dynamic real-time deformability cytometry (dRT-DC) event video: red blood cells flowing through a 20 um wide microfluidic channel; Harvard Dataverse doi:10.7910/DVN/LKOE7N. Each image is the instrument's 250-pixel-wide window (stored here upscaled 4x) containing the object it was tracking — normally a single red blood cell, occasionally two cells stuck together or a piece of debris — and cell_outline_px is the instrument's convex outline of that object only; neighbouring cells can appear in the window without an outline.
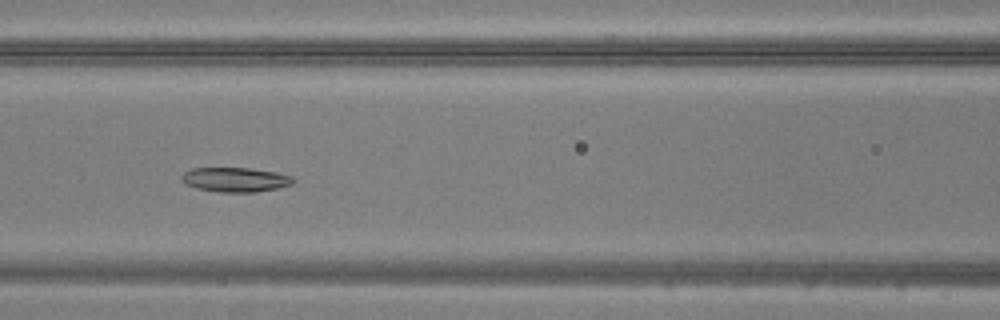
{"species": "common noctule bat (a hibernating species)", "species_latin": "Nyctalus noctula", "temperature_condition": "warm", "stored_images_in_passage": 44, "camera_frame_rate_fps": 3000, "um_per_image_px": 0.085, "animal": {"sex": "male", "body_mass_g": 20.5, "forearm_length_mm": 52.5}, "frame": {"image": 1, "passage_image": 16, "time_ms": 5.0, "image_size_px": [1000, 320], "cell_outline_px": [[296, 180], [292, 184], [276, 188], [256, 192], [216, 192], [196, 188], [184, 184], [180, 180], [180, 176], [184, 172], [192, 168], [248, 168], [276, 172], [292, 176]], "centroid_in_image_um": [19.96, 15.27], "position_along_channel_um": 146.6, "area_um2": 16.07}}
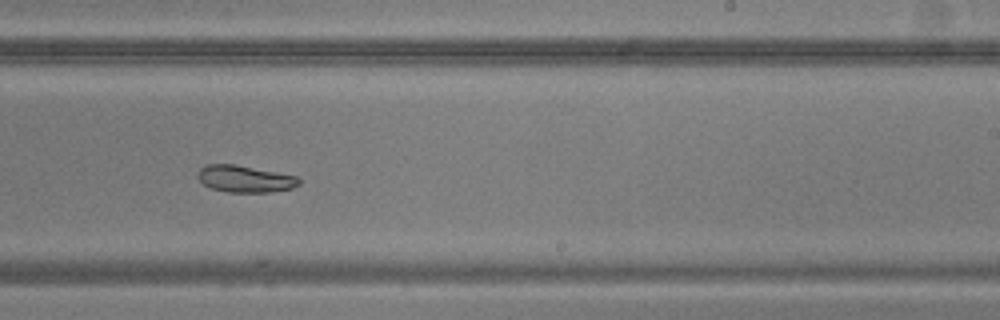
{"frame": {"image": 2, "passage_image": 25, "time_ms": 8.0, "image_size_px": [1000, 320], "cell_outline_px": [[300, 184], [292, 188], [268, 192], [228, 192], [212, 188], [204, 184], [196, 176], [196, 172], [204, 164], [232, 164], [276, 172], [296, 176], [300, 180]], "centroid_in_image_um": [20.78, 15.2], "position_along_channel_um": 268.2, "area_um2": 15.72}}
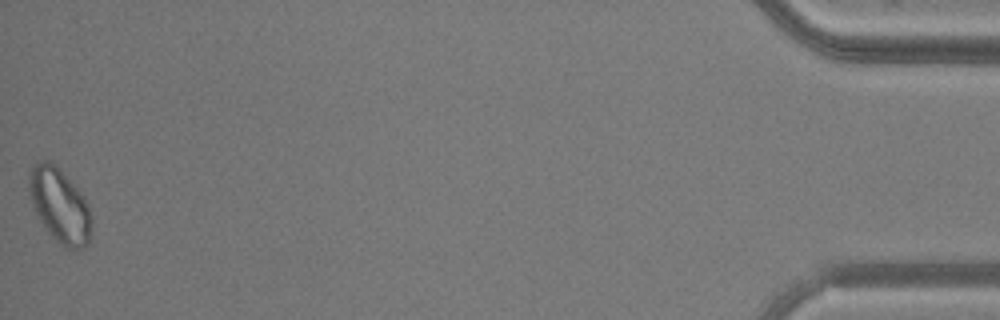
{"frame": {"image": 3, "passage_image": 44, "time_ms": 14.333, "image_size_px": [1000, 320], "cell_outline_px": [[92, 228], [88, 244], [84, 248], [64, 248], [48, 232], [40, 220], [32, 204], [28, 192], [28, 172], [40, 160], [48, 160], [56, 164], [84, 196], [88, 204], [92, 216]], "centroid_in_image_um": [5.08, 17.45], "position_along_channel_um": 430.1, "area_um2": 27.28}}